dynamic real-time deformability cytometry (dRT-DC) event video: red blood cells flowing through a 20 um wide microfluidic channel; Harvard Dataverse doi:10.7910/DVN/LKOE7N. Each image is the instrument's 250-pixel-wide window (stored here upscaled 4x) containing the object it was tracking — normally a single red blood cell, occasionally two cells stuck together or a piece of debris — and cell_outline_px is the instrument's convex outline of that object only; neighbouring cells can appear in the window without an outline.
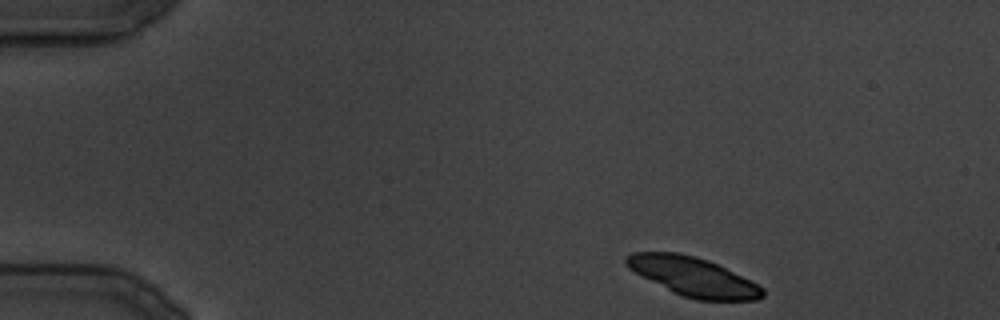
{"species": "common noctule bat (a hibernating species)", "species_latin": "Nyctalus noctula", "temperature_condition": "cold", "stored_images_in_passage": 11, "camera_frame_rate_fps": 3000, "um_per_image_px": 0.085, "animal": {"sex": "male", "body_mass_g": 19.5, "forearm_length_mm": 54.6}, "frame": {"image": 1, "passage_image": 1, "time_ms": 0.0, "image_size_px": [1000, 320], "cell_outline_px": [[764, 296], [756, 300], [696, 300], [680, 296], [672, 292], [628, 268], [624, 264], [624, 256], [632, 252], [680, 252], [696, 256], [708, 260], [764, 288]], "centroid_in_image_um": [58.86, 23.51], "position_along_channel_um": 26.1, "area_um2": 30.75}}